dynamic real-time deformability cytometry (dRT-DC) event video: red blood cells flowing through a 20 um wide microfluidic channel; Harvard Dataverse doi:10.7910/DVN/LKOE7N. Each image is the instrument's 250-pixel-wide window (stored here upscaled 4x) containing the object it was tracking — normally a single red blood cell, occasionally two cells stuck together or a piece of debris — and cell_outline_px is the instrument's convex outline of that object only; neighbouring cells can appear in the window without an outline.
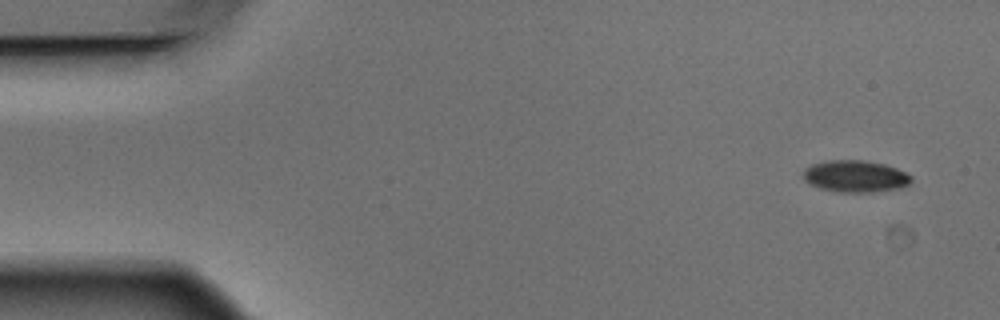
{"species": "Egyptian fruit bat (a non-hibernating species)", "species_latin": "Rousettus aegyptiacus", "temperature_condition": "warm", "stored_images_in_passage": 4, "camera_frame_rate_fps": 3000, "um_per_image_px": 0.085, "animal": {"sex": "male"}, "frame": {"image": 1, "passage_image": 1, "time_ms": 0.0, "image_size_px": [1000, 320], "cell_outline_px": [[912, 180], [908, 184], [900, 188], [872, 192], [840, 192], [820, 188], [808, 184], [804, 180], [804, 168], [812, 164], [828, 160], [864, 160], [884, 164], [896, 168], [912, 176]], "centroid_in_image_um": [72.69, 14.98], "position_along_channel_um": 12.3, "area_um2": 20.06}}
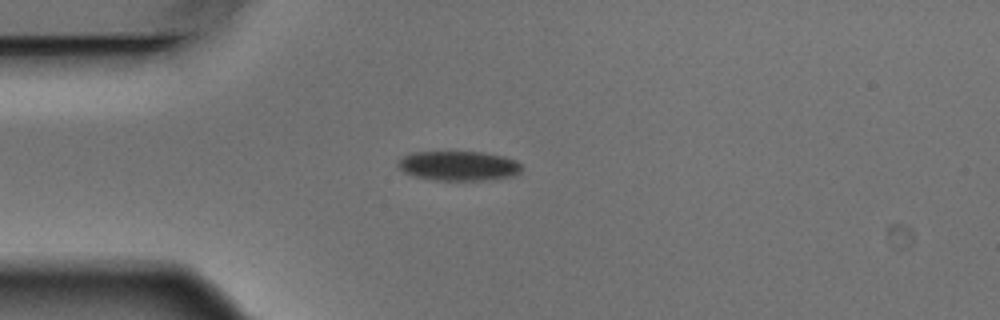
{"frame": {"image": 2, "passage_image": 4, "time_ms": 1.0, "image_size_px": [1000, 320], "cell_outline_px": [[520, 172], [516, 176], [484, 180], [436, 180], [416, 176], [404, 172], [396, 164], [404, 156], [412, 152], [480, 152], [504, 156], [516, 160], [520, 164]], "centroid_in_image_um": [39.01, 14.09], "position_along_channel_um": 46.0, "area_um2": 21.21}}